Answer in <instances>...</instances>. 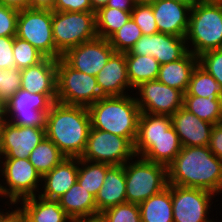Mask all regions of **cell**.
I'll list each match as a JSON object with an SVG mask.
<instances>
[{
    "label": "cell",
    "mask_w": 222,
    "mask_h": 222,
    "mask_svg": "<svg viewBox=\"0 0 222 222\" xmlns=\"http://www.w3.org/2000/svg\"><path fill=\"white\" fill-rule=\"evenodd\" d=\"M172 1H177V2H180V3H183V4L193 7L200 0H172Z\"/></svg>",
    "instance_id": "51"
},
{
    "label": "cell",
    "mask_w": 222,
    "mask_h": 222,
    "mask_svg": "<svg viewBox=\"0 0 222 222\" xmlns=\"http://www.w3.org/2000/svg\"><path fill=\"white\" fill-rule=\"evenodd\" d=\"M110 166L106 163L90 162L78 158L77 182L96 197L104 182L107 169Z\"/></svg>",
    "instance_id": "31"
},
{
    "label": "cell",
    "mask_w": 222,
    "mask_h": 222,
    "mask_svg": "<svg viewBox=\"0 0 222 222\" xmlns=\"http://www.w3.org/2000/svg\"><path fill=\"white\" fill-rule=\"evenodd\" d=\"M135 3H149L151 0H133Z\"/></svg>",
    "instance_id": "54"
},
{
    "label": "cell",
    "mask_w": 222,
    "mask_h": 222,
    "mask_svg": "<svg viewBox=\"0 0 222 222\" xmlns=\"http://www.w3.org/2000/svg\"><path fill=\"white\" fill-rule=\"evenodd\" d=\"M19 10L0 5V36L15 37Z\"/></svg>",
    "instance_id": "40"
},
{
    "label": "cell",
    "mask_w": 222,
    "mask_h": 222,
    "mask_svg": "<svg viewBox=\"0 0 222 222\" xmlns=\"http://www.w3.org/2000/svg\"><path fill=\"white\" fill-rule=\"evenodd\" d=\"M19 89H21V70L0 68V99L6 103Z\"/></svg>",
    "instance_id": "38"
},
{
    "label": "cell",
    "mask_w": 222,
    "mask_h": 222,
    "mask_svg": "<svg viewBox=\"0 0 222 222\" xmlns=\"http://www.w3.org/2000/svg\"><path fill=\"white\" fill-rule=\"evenodd\" d=\"M65 156L48 138H44L30 153L29 161L43 177L59 164Z\"/></svg>",
    "instance_id": "30"
},
{
    "label": "cell",
    "mask_w": 222,
    "mask_h": 222,
    "mask_svg": "<svg viewBox=\"0 0 222 222\" xmlns=\"http://www.w3.org/2000/svg\"><path fill=\"white\" fill-rule=\"evenodd\" d=\"M131 18L141 29L142 35H153L159 33L150 2L136 3L131 12Z\"/></svg>",
    "instance_id": "37"
},
{
    "label": "cell",
    "mask_w": 222,
    "mask_h": 222,
    "mask_svg": "<svg viewBox=\"0 0 222 222\" xmlns=\"http://www.w3.org/2000/svg\"><path fill=\"white\" fill-rule=\"evenodd\" d=\"M124 170L126 202L139 205L168 186L167 166L163 164L135 156L124 164Z\"/></svg>",
    "instance_id": "6"
},
{
    "label": "cell",
    "mask_w": 222,
    "mask_h": 222,
    "mask_svg": "<svg viewBox=\"0 0 222 222\" xmlns=\"http://www.w3.org/2000/svg\"><path fill=\"white\" fill-rule=\"evenodd\" d=\"M141 37V29L134 20L130 18L108 40L115 52L127 53Z\"/></svg>",
    "instance_id": "34"
},
{
    "label": "cell",
    "mask_w": 222,
    "mask_h": 222,
    "mask_svg": "<svg viewBox=\"0 0 222 222\" xmlns=\"http://www.w3.org/2000/svg\"><path fill=\"white\" fill-rule=\"evenodd\" d=\"M170 117L182 147L209 146L213 124L183 107Z\"/></svg>",
    "instance_id": "19"
},
{
    "label": "cell",
    "mask_w": 222,
    "mask_h": 222,
    "mask_svg": "<svg viewBox=\"0 0 222 222\" xmlns=\"http://www.w3.org/2000/svg\"><path fill=\"white\" fill-rule=\"evenodd\" d=\"M55 0H29V8L54 11Z\"/></svg>",
    "instance_id": "46"
},
{
    "label": "cell",
    "mask_w": 222,
    "mask_h": 222,
    "mask_svg": "<svg viewBox=\"0 0 222 222\" xmlns=\"http://www.w3.org/2000/svg\"><path fill=\"white\" fill-rule=\"evenodd\" d=\"M21 89L38 94H57V60L45 57L21 70Z\"/></svg>",
    "instance_id": "22"
},
{
    "label": "cell",
    "mask_w": 222,
    "mask_h": 222,
    "mask_svg": "<svg viewBox=\"0 0 222 222\" xmlns=\"http://www.w3.org/2000/svg\"><path fill=\"white\" fill-rule=\"evenodd\" d=\"M134 90L141 112L172 116L183 107L184 94L158 80L143 82Z\"/></svg>",
    "instance_id": "14"
},
{
    "label": "cell",
    "mask_w": 222,
    "mask_h": 222,
    "mask_svg": "<svg viewBox=\"0 0 222 222\" xmlns=\"http://www.w3.org/2000/svg\"><path fill=\"white\" fill-rule=\"evenodd\" d=\"M102 97L96 76L73 69L62 58L57 60V102L88 108Z\"/></svg>",
    "instance_id": "9"
},
{
    "label": "cell",
    "mask_w": 222,
    "mask_h": 222,
    "mask_svg": "<svg viewBox=\"0 0 222 222\" xmlns=\"http://www.w3.org/2000/svg\"><path fill=\"white\" fill-rule=\"evenodd\" d=\"M95 15L97 35L103 39H109L131 18V12L107 6L99 8Z\"/></svg>",
    "instance_id": "32"
},
{
    "label": "cell",
    "mask_w": 222,
    "mask_h": 222,
    "mask_svg": "<svg viewBox=\"0 0 222 222\" xmlns=\"http://www.w3.org/2000/svg\"><path fill=\"white\" fill-rule=\"evenodd\" d=\"M167 174L168 184L222 193V161L208 146L182 147Z\"/></svg>",
    "instance_id": "1"
},
{
    "label": "cell",
    "mask_w": 222,
    "mask_h": 222,
    "mask_svg": "<svg viewBox=\"0 0 222 222\" xmlns=\"http://www.w3.org/2000/svg\"><path fill=\"white\" fill-rule=\"evenodd\" d=\"M13 45L14 37L0 36V68L11 69L16 67Z\"/></svg>",
    "instance_id": "41"
},
{
    "label": "cell",
    "mask_w": 222,
    "mask_h": 222,
    "mask_svg": "<svg viewBox=\"0 0 222 222\" xmlns=\"http://www.w3.org/2000/svg\"><path fill=\"white\" fill-rule=\"evenodd\" d=\"M6 121L5 103L0 99V125Z\"/></svg>",
    "instance_id": "49"
},
{
    "label": "cell",
    "mask_w": 222,
    "mask_h": 222,
    "mask_svg": "<svg viewBox=\"0 0 222 222\" xmlns=\"http://www.w3.org/2000/svg\"><path fill=\"white\" fill-rule=\"evenodd\" d=\"M134 145L124 137L91 128L81 159L109 165H124L134 158Z\"/></svg>",
    "instance_id": "12"
},
{
    "label": "cell",
    "mask_w": 222,
    "mask_h": 222,
    "mask_svg": "<svg viewBox=\"0 0 222 222\" xmlns=\"http://www.w3.org/2000/svg\"><path fill=\"white\" fill-rule=\"evenodd\" d=\"M215 196L204 189L172 185L174 222H215L208 217Z\"/></svg>",
    "instance_id": "13"
},
{
    "label": "cell",
    "mask_w": 222,
    "mask_h": 222,
    "mask_svg": "<svg viewBox=\"0 0 222 222\" xmlns=\"http://www.w3.org/2000/svg\"><path fill=\"white\" fill-rule=\"evenodd\" d=\"M10 212H11L10 210L4 212V210L2 211V209H1V210H0V222H3V220L5 219V217H6Z\"/></svg>",
    "instance_id": "52"
},
{
    "label": "cell",
    "mask_w": 222,
    "mask_h": 222,
    "mask_svg": "<svg viewBox=\"0 0 222 222\" xmlns=\"http://www.w3.org/2000/svg\"><path fill=\"white\" fill-rule=\"evenodd\" d=\"M185 40L188 51L197 57L204 52L221 49L222 3L198 1L191 8Z\"/></svg>",
    "instance_id": "5"
},
{
    "label": "cell",
    "mask_w": 222,
    "mask_h": 222,
    "mask_svg": "<svg viewBox=\"0 0 222 222\" xmlns=\"http://www.w3.org/2000/svg\"><path fill=\"white\" fill-rule=\"evenodd\" d=\"M210 94L222 95V87L211 74L198 64L192 73L188 89L183 96L208 97Z\"/></svg>",
    "instance_id": "33"
},
{
    "label": "cell",
    "mask_w": 222,
    "mask_h": 222,
    "mask_svg": "<svg viewBox=\"0 0 222 222\" xmlns=\"http://www.w3.org/2000/svg\"><path fill=\"white\" fill-rule=\"evenodd\" d=\"M0 5L23 10L29 8V0H0Z\"/></svg>",
    "instance_id": "47"
},
{
    "label": "cell",
    "mask_w": 222,
    "mask_h": 222,
    "mask_svg": "<svg viewBox=\"0 0 222 222\" xmlns=\"http://www.w3.org/2000/svg\"><path fill=\"white\" fill-rule=\"evenodd\" d=\"M201 2H214V3H222V0H200Z\"/></svg>",
    "instance_id": "53"
},
{
    "label": "cell",
    "mask_w": 222,
    "mask_h": 222,
    "mask_svg": "<svg viewBox=\"0 0 222 222\" xmlns=\"http://www.w3.org/2000/svg\"><path fill=\"white\" fill-rule=\"evenodd\" d=\"M52 33L56 50L63 55L68 49L98 37L95 12L52 11Z\"/></svg>",
    "instance_id": "8"
},
{
    "label": "cell",
    "mask_w": 222,
    "mask_h": 222,
    "mask_svg": "<svg viewBox=\"0 0 222 222\" xmlns=\"http://www.w3.org/2000/svg\"><path fill=\"white\" fill-rule=\"evenodd\" d=\"M126 66L133 89L146 81L157 80L161 64L152 56L126 55Z\"/></svg>",
    "instance_id": "28"
},
{
    "label": "cell",
    "mask_w": 222,
    "mask_h": 222,
    "mask_svg": "<svg viewBox=\"0 0 222 222\" xmlns=\"http://www.w3.org/2000/svg\"><path fill=\"white\" fill-rule=\"evenodd\" d=\"M141 222H174L172 185L139 204Z\"/></svg>",
    "instance_id": "27"
},
{
    "label": "cell",
    "mask_w": 222,
    "mask_h": 222,
    "mask_svg": "<svg viewBox=\"0 0 222 222\" xmlns=\"http://www.w3.org/2000/svg\"><path fill=\"white\" fill-rule=\"evenodd\" d=\"M135 4L133 0H109L106 6L132 12Z\"/></svg>",
    "instance_id": "45"
},
{
    "label": "cell",
    "mask_w": 222,
    "mask_h": 222,
    "mask_svg": "<svg viewBox=\"0 0 222 222\" xmlns=\"http://www.w3.org/2000/svg\"><path fill=\"white\" fill-rule=\"evenodd\" d=\"M78 158L65 157L50 172L42 177L40 196L47 199H59L77 181ZM44 184V185H43Z\"/></svg>",
    "instance_id": "21"
},
{
    "label": "cell",
    "mask_w": 222,
    "mask_h": 222,
    "mask_svg": "<svg viewBox=\"0 0 222 222\" xmlns=\"http://www.w3.org/2000/svg\"><path fill=\"white\" fill-rule=\"evenodd\" d=\"M45 137V128L15 126L5 121L0 125V158H29Z\"/></svg>",
    "instance_id": "16"
},
{
    "label": "cell",
    "mask_w": 222,
    "mask_h": 222,
    "mask_svg": "<svg viewBox=\"0 0 222 222\" xmlns=\"http://www.w3.org/2000/svg\"><path fill=\"white\" fill-rule=\"evenodd\" d=\"M199 65L211 74L222 87V48L202 53L198 56Z\"/></svg>",
    "instance_id": "39"
},
{
    "label": "cell",
    "mask_w": 222,
    "mask_h": 222,
    "mask_svg": "<svg viewBox=\"0 0 222 222\" xmlns=\"http://www.w3.org/2000/svg\"><path fill=\"white\" fill-rule=\"evenodd\" d=\"M97 85L103 97L128 95L131 87L125 53L115 52L96 75Z\"/></svg>",
    "instance_id": "20"
},
{
    "label": "cell",
    "mask_w": 222,
    "mask_h": 222,
    "mask_svg": "<svg viewBox=\"0 0 222 222\" xmlns=\"http://www.w3.org/2000/svg\"><path fill=\"white\" fill-rule=\"evenodd\" d=\"M16 36L29 42L45 57L62 58L53 40L51 10H19Z\"/></svg>",
    "instance_id": "11"
},
{
    "label": "cell",
    "mask_w": 222,
    "mask_h": 222,
    "mask_svg": "<svg viewBox=\"0 0 222 222\" xmlns=\"http://www.w3.org/2000/svg\"><path fill=\"white\" fill-rule=\"evenodd\" d=\"M208 147L222 161V124L213 125Z\"/></svg>",
    "instance_id": "43"
},
{
    "label": "cell",
    "mask_w": 222,
    "mask_h": 222,
    "mask_svg": "<svg viewBox=\"0 0 222 222\" xmlns=\"http://www.w3.org/2000/svg\"><path fill=\"white\" fill-rule=\"evenodd\" d=\"M114 53L108 39L96 37L68 49L62 59L73 69L96 76Z\"/></svg>",
    "instance_id": "15"
},
{
    "label": "cell",
    "mask_w": 222,
    "mask_h": 222,
    "mask_svg": "<svg viewBox=\"0 0 222 222\" xmlns=\"http://www.w3.org/2000/svg\"><path fill=\"white\" fill-rule=\"evenodd\" d=\"M13 57L17 69H25L40 63L45 56L26 40L14 37Z\"/></svg>",
    "instance_id": "35"
},
{
    "label": "cell",
    "mask_w": 222,
    "mask_h": 222,
    "mask_svg": "<svg viewBox=\"0 0 222 222\" xmlns=\"http://www.w3.org/2000/svg\"><path fill=\"white\" fill-rule=\"evenodd\" d=\"M54 11L59 12H95L90 0H55Z\"/></svg>",
    "instance_id": "42"
},
{
    "label": "cell",
    "mask_w": 222,
    "mask_h": 222,
    "mask_svg": "<svg viewBox=\"0 0 222 222\" xmlns=\"http://www.w3.org/2000/svg\"><path fill=\"white\" fill-rule=\"evenodd\" d=\"M0 175L4 177L1 178L3 184L0 183V196L1 199L7 198L8 206H18L20 200L40 193L42 184L39 182L42 181V177L29 158H0Z\"/></svg>",
    "instance_id": "7"
},
{
    "label": "cell",
    "mask_w": 222,
    "mask_h": 222,
    "mask_svg": "<svg viewBox=\"0 0 222 222\" xmlns=\"http://www.w3.org/2000/svg\"><path fill=\"white\" fill-rule=\"evenodd\" d=\"M109 0H90L92 9L96 12L99 8L108 4Z\"/></svg>",
    "instance_id": "48"
},
{
    "label": "cell",
    "mask_w": 222,
    "mask_h": 222,
    "mask_svg": "<svg viewBox=\"0 0 222 222\" xmlns=\"http://www.w3.org/2000/svg\"><path fill=\"white\" fill-rule=\"evenodd\" d=\"M56 96L19 89L5 103L6 121L15 126L46 128L47 113L56 102Z\"/></svg>",
    "instance_id": "10"
},
{
    "label": "cell",
    "mask_w": 222,
    "mask_h": 222,
    "mask_svg": "<svg viewBox=\"0 0 222 222\" xmlns=\"http://www.w3.org/2000/svg\"><path fill=\"white\" fill-rule=\"evenodd\" d=\"M57 200L73 221L100 215L97 211L95 197L77 181Z\"/></svg>",
    "instance_id": "25"
},
{
    "label": "cell",
    "mask_w": 222,
    "mask_h": 222,
    "mask_svg": "<svg viewBox=\"0 0 222 222\" xmlns=\"http://www.w3.org/2000/svg\"><path fill=\"white\" fill-rule=\"evenodd\" d=\"M97 211L126 203V182L124 165H111L106 172L102 187L95 197Z\"/></svg>",
    "instance_id": "23"
},
{
    "label": "cell",
    "mask_w": 222,
    "mask_h": 222,
    "mask_svg": "<svg viewBox=\"0 0 222 222\" xmlns=\"http://www.w3.org/2000/svg\"><path fill=\"white\" fill-rule=\"evenodd\" d=\"M199 64L198 57L188 51L182 58L161 64L157 80L186 93L192 73Z\"/></svg>",
    "instance_id": "24"
},
{
    "label": "cell",
    "mask_w": 222,
    "mask_h": 222,
    "mask_svg": "<svg viewBox=\"0 0 222 222\" xmlns=\"http://www.w3.org/2000/svg\"><path fill=\"white\" fill-rule=\"evenodd\" d=\"M78 222H105V221L99 215V216H95L91 218H83V219L78 220Z\"/></svg>",
    "instance_id": "50"
},
{
    "label": "cell",
    "mask_w": 222,
    "mask_h": 222,
    "mask_svg": "<svg viewBox=\"0 0 222 222\" xmlns=\"http://www.w3.org/2000/svg\"><path fill=\"white\" fill-rule=\"evenodd\" d=\"M187 52L185 37L157 33L142 35L125 55L152 56L160 64H167L182 58Z\"/></svg>",
    "instance_id": "17"
},
{
    "label": "cell",
    "mask_w": 222,
    "mask_h": 222,
    "mask_svg": "<svg viewBox=\"0 0 222 222\" xmlns=\"http://www.w3.org/2000/svg\"><path fill=\"white\" fill-rule=\"evenodd\" d=\"M220 124H222V101H221V116H220Z\"/></svg>",
    "instance_id": "55"
},
{
    "label": "cell",
    "mask_w": 222,
    "mask_h": 222,
    "mask_svg": "<svg viewBox=\"0 0 222 222\" xmlns=\"http://www.w3.org/2000/svg\"><path fill=\"white\" fill-rule=\"evenodd\" d=\"M12 206L11 204V206L8 207V209L10 208L12 211L5 217L3 222H26L27 217L20 206H16L15 209H12Z\"/></svg>",
    "instance_id": "44"
},
{
    "label": "cell",
    "mask_w": 222,
    "mask_h": 222,
    "mask_svg": "<svg viewBox=\"0 0 222 222\" xmlns=\"http://www.w3.org/2000/svg\"><path fill=\"white\" fill-rule=\"evenodd\" d=\"M159 33L186 37L191 6L172 0L150 1Z\"/></svg>",
    "instance_id": "18"
},
{
    "label": "cell",
    "mask_w": 222,
    "mask_h": 222,
    "mask_svg": "<svg viewBox=\"0 0 222 222\" xmlns=\"http://www.w3.org/2000/svg\"><path fill=\"white\" fill-rule=\"evenodd\" d=\"M132 95L102 97L89 106L91 128L127 138L134 145L141 110Z\"/></svg>",
    "instance_id": "4"
},
{
    "label": "cell",
    "mask_w": 222,
    "mask_h": 222,
    "mask_svg": "<svg viewBox=\"0 0 222 222\" xmlns=\"http://www.w3.org/2000/svg\"><path fill=\"white\" fill-rule=\"evenodd\" d=\"M181 148L170 116L141 112L134 143L136 156L168 166Z\"/></svg>",
    "instance_id": "3"
},
{
    "label": "cell",
    "mask_w": 222,
    "mask_h": 222,
    "mask_svg": "<svg viewBox=\"0 0 222 222\" xmlns=\"http://www.w3.org/2000/svg\"><path fill=\"white\" fill-rule=\"evenodd\" d=\"M105 222H141L138 204L122 203L100 213Z\"/></svg>",
    "instance_id": "36"
},
{
    "label": "cell",
    "mask_w": 222,
    "mask_h": 222,
    "mask_svg": "<svg viewBox=\"0 0 222 222\" xmlns=\"http://www.w3.org/2000/svg\"><path fill=\"white\" fill-rule=\"evenodd\" d=\"M221 94H210L208 97L183 96V108L199 119L213 125L220 122Z\"/></svg>",
    "instance_id": "29"
},
{
    "label": "cell",
    "mask_w": 222,
    "mask_h": 222,
    "mask_svg": "<svg viewBox=\"0 0 222 222\" xmlns=\"http://www.w3.org/2000/svg\"><path fill=\"white\" fill-rule=\"evenodd\" d=\"M87 107L54 102L47 113L45 134L67 158H80L84 153L89 131Z\"/></svg>",
    "instance_id": "2"
},
{
    "label": "cell",
    "mask_w": 222,
    "mask_h": 222,
    "mask_svg": "<svg viewBox=\"0 0 222 222\" xmlns=\"http://www.w3.org/2000/svg\"><path fill=\"white\" fill-rule=\"evenodd\" d=\"M20 201V208L30 222H73L58 200L47 199L38 194Z\"/></svg>",
    "instance_id": "26"
}]
</instances>
